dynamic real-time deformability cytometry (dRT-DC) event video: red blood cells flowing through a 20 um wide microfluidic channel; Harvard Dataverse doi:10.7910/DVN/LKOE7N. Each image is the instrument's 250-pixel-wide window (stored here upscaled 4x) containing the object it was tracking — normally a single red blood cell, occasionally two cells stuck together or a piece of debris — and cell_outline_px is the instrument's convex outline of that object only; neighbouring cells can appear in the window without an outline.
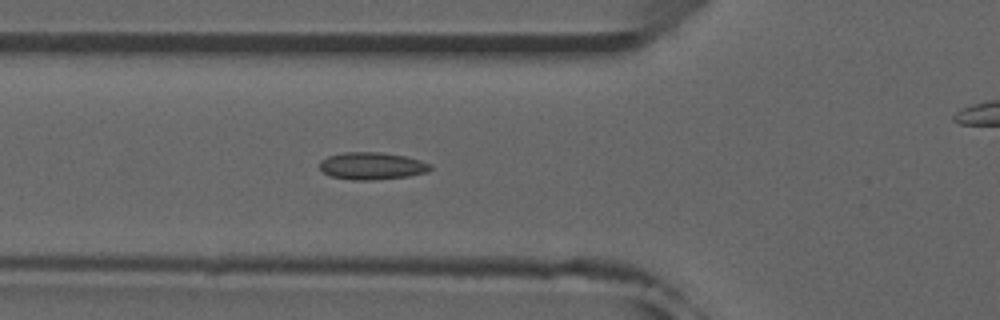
{"species": "common noctule bat (a hibernating species)", "species_latin": "Nyctalus noctula", "temperature_condition": "room temperature", "stored_images_in_passage": 41, "camera_frame_rate_fps": 3000, "um_per_image_px": 0.085, "animal": {"sex": "male", "forearm_length_mm": 52.5}, "frame": {"image": 1, "passage_image": 7, "time_ms": 2.0, "image_size_px": [1000, 320], "cell_outline_px": [[432, 168], [428, 172], [408, 176], [376, 180], [352, 180], [328, 176], [320, 168], [320, 160], [328, 156], [344, 152], [380, 152], [404, 156], [420, 160], [432, 164]], "centroid_in_image_um": [31.61, 14.11], "position_along_channel_um": 94.2, "area_um2": 17.74}, "authors_computed_cell_mechanics": {"area_um2": 16.4152, "velocity_mm_per_s": 3.9292, "shape_relaxation_time_tau1_ms": null, "shape_relaxation_time_tau2_ms": 2.0897, "deformation_change_tau1": null, "deformation_change_tau2": 0.0728}}